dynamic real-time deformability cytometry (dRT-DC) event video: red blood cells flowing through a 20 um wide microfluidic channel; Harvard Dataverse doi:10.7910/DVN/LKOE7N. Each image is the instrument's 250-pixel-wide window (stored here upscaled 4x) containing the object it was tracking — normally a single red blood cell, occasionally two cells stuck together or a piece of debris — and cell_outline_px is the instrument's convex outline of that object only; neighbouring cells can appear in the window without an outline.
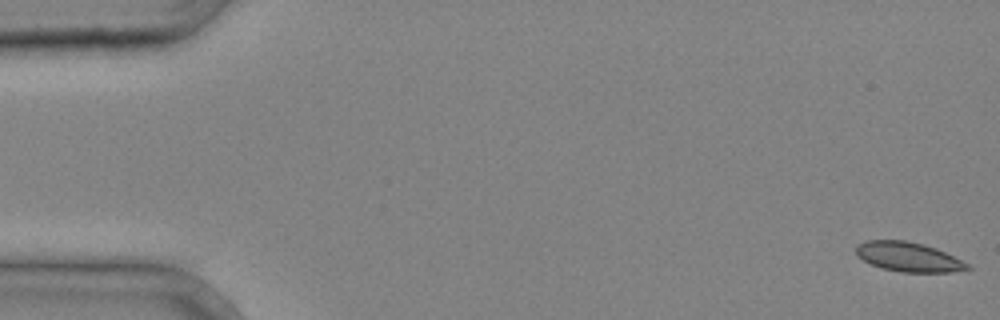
{"species": "common noctule bat (a hibernating species)", "species_latin": "Nyctalus noctula", "temperature_condition": "cold", "stored_images_in_passage": 4, "camera_frame_rate_fps": 3000, "um_per_image_px": 0.085, "animal": {"sex": "male", "body_mass_g": 20.4}, "frame": {"image": 1, "passage_image": 1, "time_ms": 0.0, "image_size_px": [1000, 320], "cell_outline_px": [[972, 268], [952, 272], [900, 272], [880, 268], [856, 256], [856, 244], [868, 240], [904, 240], [924, 244], [936, 248], [968, 264]], "centroid_in_image_um": [77.17, 21.83], "position_along_channel_um": 7.8, "area_um2": 19.07}}
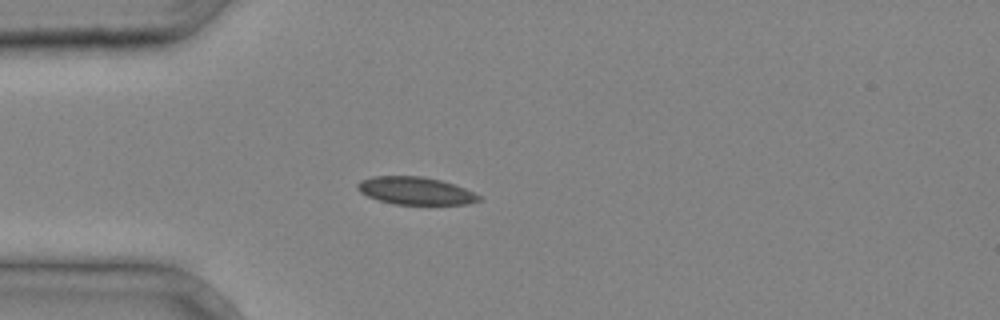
{"frame": {"image": 2, "passage_image": 4, "time_ms": 1.0, "image_size_px": [1000, 320], "cell_outline_px": [[480, 200], [468, 204], [396, 204], [380, 200], [368, 196], [360, 192], [356, 188], [356, 184], [360, 180], [372, 176], [420, 176], [440, 180], [464, 188], [480, 196]], "centroid_in_image_um": [35.27, 16.21], "position_along_channel_um": 49.7, "area_um2": 19.31}}